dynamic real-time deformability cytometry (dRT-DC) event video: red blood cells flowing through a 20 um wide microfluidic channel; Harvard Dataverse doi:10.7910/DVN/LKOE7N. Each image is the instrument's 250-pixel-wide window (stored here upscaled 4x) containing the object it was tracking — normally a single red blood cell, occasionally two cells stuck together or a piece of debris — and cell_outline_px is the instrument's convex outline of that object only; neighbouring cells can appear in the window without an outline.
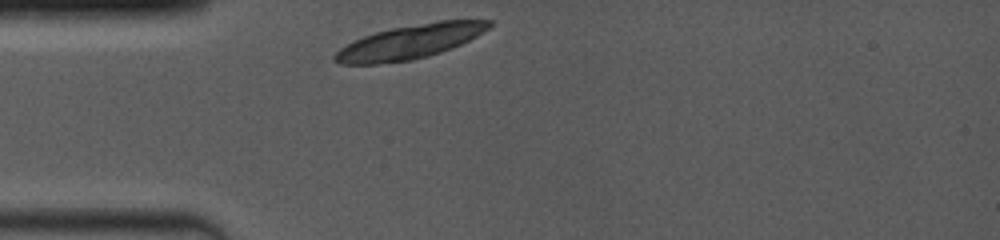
{"species": "common noctule bat (a hibernating species)", "species_latin": "Nyctalus noctula", "temperature_condition": "room temperature", "stored_images_in_passage": 1, "camera_frame_rate_fps": 4000, "um_per_image_px": 0.085, "animal": {"sex": "female", "body_mass_g": 19.0, "forearm_length_mm": 53.3}, "frame": {"image": 1, "passage_image": 1, "time_ms": 0.0, "image_size_px": [1000, 240], "cell_outline_px": [[492, 24], [488, 28], [476, 36], [452, 48], [428, 56], [412, 60], [376, 64], [340, 64], [332, 60], [332, 56], [340, 48], [352, 40], [376, 32], [392, 28], [440, 20], [492, 20]], "centroid_in_image_um": [34.79, 3.56], "position_along_channel_um": 50.2, "area_um2": 30.52}}